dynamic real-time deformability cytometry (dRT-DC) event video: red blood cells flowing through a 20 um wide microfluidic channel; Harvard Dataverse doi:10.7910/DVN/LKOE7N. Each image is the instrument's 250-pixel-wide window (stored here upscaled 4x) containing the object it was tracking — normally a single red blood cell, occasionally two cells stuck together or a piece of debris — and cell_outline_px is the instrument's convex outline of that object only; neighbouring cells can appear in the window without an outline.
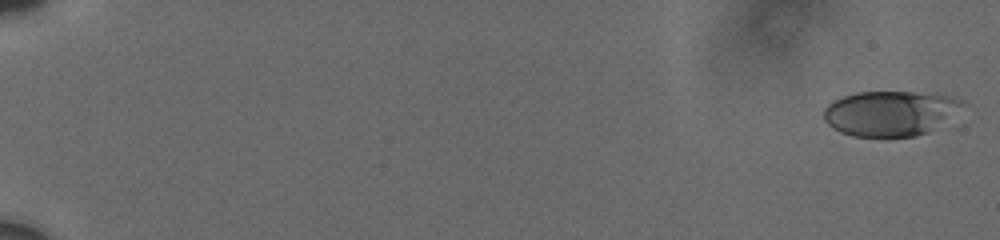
{"species": "human", "species_latin": "Homo sapiens", "temperature_condition": "cold", "stored_images_in_passage": 45, "camera_frame_rate_fps": 3000, "um_per_image_px": 0.085, "donor": {"sex": "male"}, "frame": {"image": 1, "passage_image": 1, "time_ms": 0.0, "image_size_px": [1000, 240], "cell_outline_px": [[964, 104], [928, 132], [916, 136], [852, 136], [840, 132], [832, 128], [824, 120], [824, 108], [828, 104], [844, 96], [856, 92], [912, 92], [952, 96], [964, 100]], "centroid_in_image_um": [75.6, 9.62], "position_along_channel_um": 9.4, "area_um2": 35.84}}
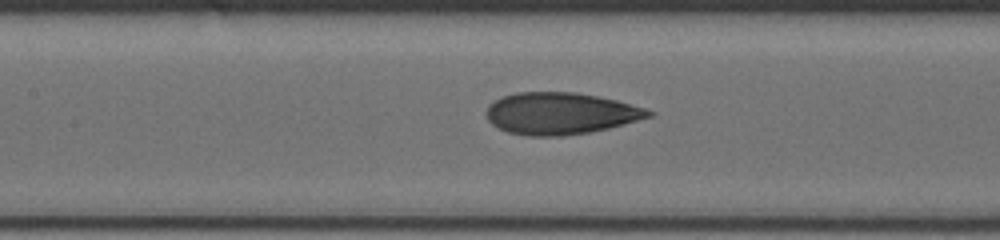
{"frame": {"image": 2, "passage_image": 25, "time_ms": 9.667, "image_size_px": [1000, 240], "cell_outline_px": [[656, 112], [652, 116], [624, 124], [608, 128], [588, 132], [560, 136], [528, 136], [508, 132], [492, 124], [488, 120], [488, 104], [504, 96], [516, 92], [576, 92], [616, 100], [644, 108]], "centroid_in_image_um": [47.65, 9.64], "position_along_channel_um": 159.8, "area_um2": 39.25}}
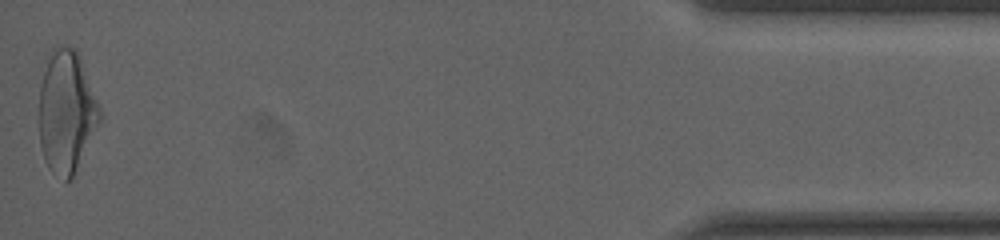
{"frame": {"image": 3, "passage_image": 45, "time_ms": 19.0, "image_size_px": [1000, 240], "cell_outline_px": [[104, 116], [72, 180], [64, 180], [52, 172], [48, 168], [44, 160], [40, 144], [40, 84], [48, 48], [56, 44], [76, 48], [80, 56]], "centroid_in_image_um": [5.67, 9.46], "position_along_channel_um": 429.5, "area_um2": 44.39}, "authors_computed_cell_mechanics": {"area_um2": 38.4948, "velocity_mm_per_s": 3.6988, "shape_relaxation_time_tau1_ms": 4.2833, "shape_relaxation_time_tau2_ms": 1.0258, "deformation_change_tau1": 0.142, "deformation_change_tau2": 0.0706}}